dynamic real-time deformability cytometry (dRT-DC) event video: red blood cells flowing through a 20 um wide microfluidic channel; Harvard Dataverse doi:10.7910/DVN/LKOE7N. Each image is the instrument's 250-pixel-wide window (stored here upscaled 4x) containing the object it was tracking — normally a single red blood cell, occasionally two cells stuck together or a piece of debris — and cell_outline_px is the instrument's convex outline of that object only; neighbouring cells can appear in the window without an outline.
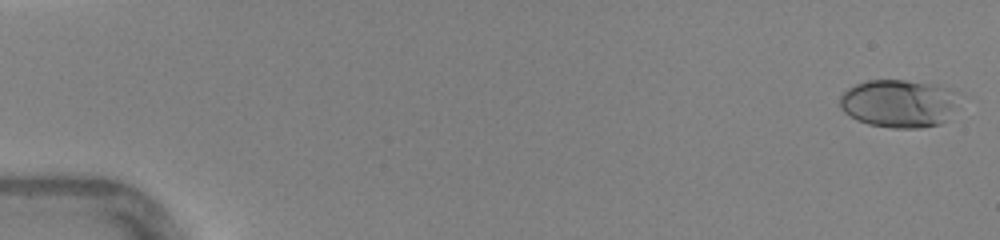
{"species": "human", "species_latin": "Homo sapiens", "temperature_condition": "warm", "stored_images_in_passage": 47, "camera_frame_rate_fps": 3000, "um_per_image_px": 0.085, "donor": {"sex": "female"}, "frame": {"image": 1, "passage_image": 2, "time_ms": 0.333, "image_size_px": [1000, 240], "cell_outline_px": [[960, 92], [944, 120], [940, 124], [920, 128], [892, 128], [868, 124], [856, 120], [844, 112], [840, 108], [840, 96], [848, 88], [856, 84], [868, 80], [904, 80], [952, 88]], "centroid_in_image_um": [76.34, 8.79], "position_along_channel_um": 8.7, "area_um2": 33.0}}
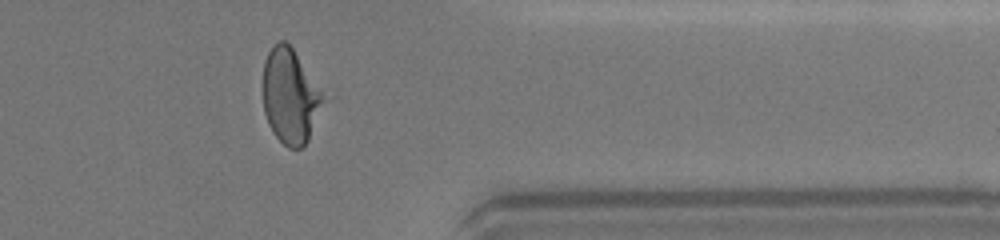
{"frame": {"image": 2, "passage_image": 39, "time_ms": 12.667, "image_size_px": [1000, 240], "cell_outline_px": [[328, 96], [308, 140], [300, 148], [288, 148], [272, 132], [268, 124], [264, 112], [264, 60], [272, 44], [280, 40], [284, 40], [292, 48]], "centroid_in_image_um": [24.71, 8.16], "position_along_channel_um": 386.7, "area_um2": 33.64}}
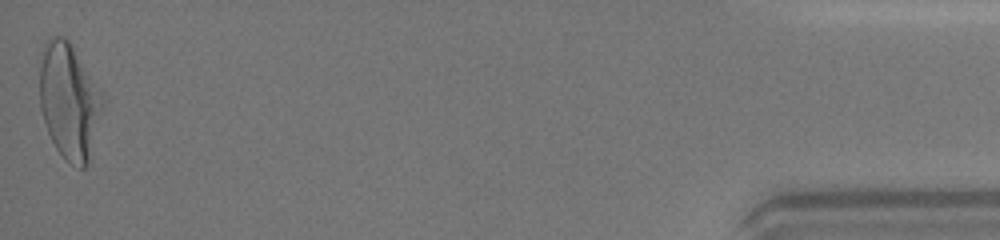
{"frame": {"image": 3, "passage_image": 47, "time_ms": 15.333, "image_size_px": [1000, 240], "cell_outline_px": [[104, 104], [88, 160], [84, 168], [76, 168], [56, 148], [48, 132], [40, 108], [40, 52], [48, 36], [64, 36], [72, 44], [104, 96]], "centroid_in_image_um": [5.86, 8.52], "position_along_channel_um": 429.3, "area_um2": 42.37}, "authors_computed_cell_mechanics": {"area_um2": 33.0616, "velocity_mm_per_s": 4.4123, "shape_relaxation_time_tau1_ms": 5.1139, "shape_relaxation_time_tau2_ms": null, "deformation_change_tau1": 0.2067, "deformation_change_tau2": null}}